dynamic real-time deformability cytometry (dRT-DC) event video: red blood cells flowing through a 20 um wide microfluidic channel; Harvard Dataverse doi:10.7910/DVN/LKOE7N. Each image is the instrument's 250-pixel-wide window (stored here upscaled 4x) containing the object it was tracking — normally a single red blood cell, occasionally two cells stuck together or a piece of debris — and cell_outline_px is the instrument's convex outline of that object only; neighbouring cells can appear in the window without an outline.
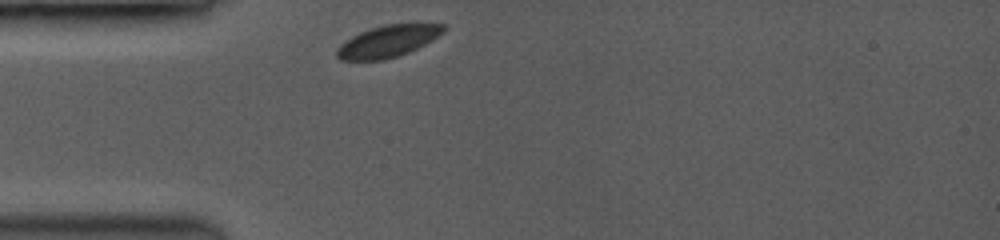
{"species": "common noctule bat (a hibernating species)", "species_latin": "Nyctalus noctula", "temperature_condition": "room temperature", "stored_images_in_passage": 30, "camera_frame_rate_fps": 3500, "um_per_image_px": 0.085, "animal": {"sex": "female", "body_mass_g": 19.0, "forearm_length_mm": 53.3}, "frame": {"image": 1, "passage_image": 1, "time_ms": 0.0, "image_size_px": [1000, 240], "cell_outline_px": [[444, 32], [432, 40], [408, 52], [396, 56], [380, 60], [340, 60], [336, 56], [336, 48], [340, 44], [352, 36], [368, 28], [384, 24], [444, 24]], "centroid_in_image_um": [32.92, 3.5], "position_along_channel_um": 52.1, "area_um2": 19.59}}
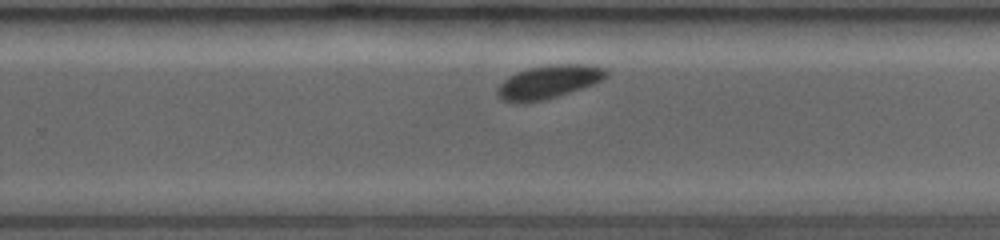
{"frame": {"image": 2, "passage_image": 20, "time_ms": 6.286, "image_size_px": [1000, 240], "cell_outline_px": [[608, 76], [592, 84], [556, 96], [540, 100], [504, 100], [496, 92], [500, 84], [504, 80], [528, 68], [556, 64], [588, 64], [604, 68], [608, 72]], "centroid_in_image_um": [46.71, 6.91], "position_along_channel_um": 283.1, "area_um2": 20.0}}
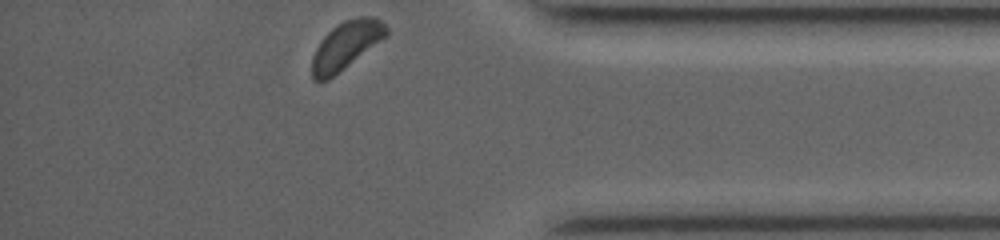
{"frame": {"image": 3, "passage_image": 30, "time_ms": 9.714, "image_size_px": [1000, 240], "cell_outline_px": [[388, 36], [328, 80], [312, 80], [312, 56], [316, 48], [324, 36], [332, 28], [344, 20], [360, 16], [372, 16], [380, 20], [388, 28]], "centroid_in_image_um": [29.43, 3.84], "position_along_channel_um": 405.8, "area_um2": 20.63}, "authors_computed_cell_mechanics": {"area_um2": 20.4323, "velocity_mm_per_s": 3.8316, "shape_relaxation_time_tau1_ms": 2.1857, "shape_relaxation_time_tau2_ms": null, "deformation_change_tau1": 0.0316, "deformation_change_tau2": null}}